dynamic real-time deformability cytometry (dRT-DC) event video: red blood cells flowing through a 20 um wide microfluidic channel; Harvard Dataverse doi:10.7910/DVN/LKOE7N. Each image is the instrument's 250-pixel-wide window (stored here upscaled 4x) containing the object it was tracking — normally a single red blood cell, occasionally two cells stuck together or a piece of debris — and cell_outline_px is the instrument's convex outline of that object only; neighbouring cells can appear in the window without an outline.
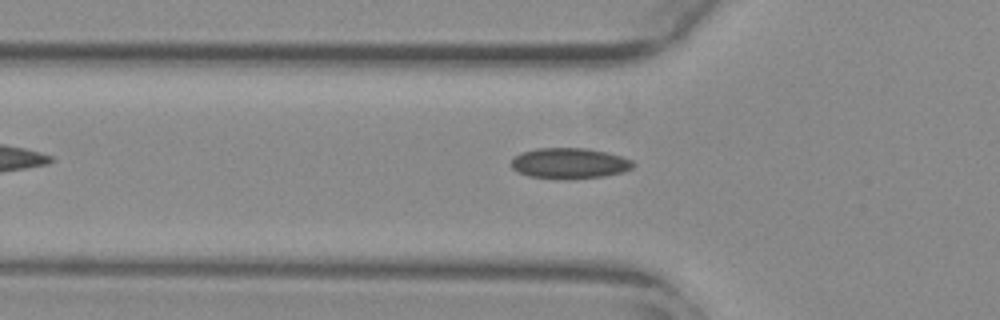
{"species": "common noctule bat (a hibernating species)", "species_latin": "Nyctalus noctula", "temperature_condition": "warm", "stored_images_in_passage": 40, "camera_frame_rate_fps": 3000, "um_per_image_px": 0.085, "animal": {"sex": "female", "body_mass_g": 29.2, "forearm_length_mm": 56.3}, "frame": {"image": 1, "passage_image": 9, "time_ms": 2.667, "image_size_px": [1000, 320], "cell_outline_px": [[636, 164], [632, 168], [624, 172], [604, 176], [564, 180], [560, 180], [528, 176], [512, 168], [512, 160], [520, 152], [536, 148], [588, 148], [608, 152], [632, 160]], "centroid_in_image_um": [48.43, 13.88], "position_along_channel_um": 77.4, "area_um2": 22.08}}
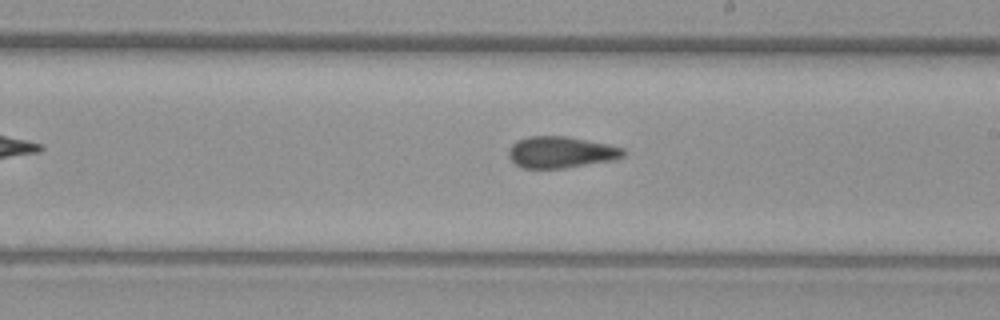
{"frame": {"image": 2, "passage_image": 22, "time_ms": 7.0, "image_size_px": [1000, 320], "cell_outline_px": [[624, 156], [616, 160], [564, 168], [520, 168], [508, 156], [508, 148], [516, 140], [528, 136], [568, 136], [608, 144], [624, 148]], "centroid_in_image_um": [47.67, 12.93], "position_along_channel_um": 241.3, "area_um2": 21.27}}
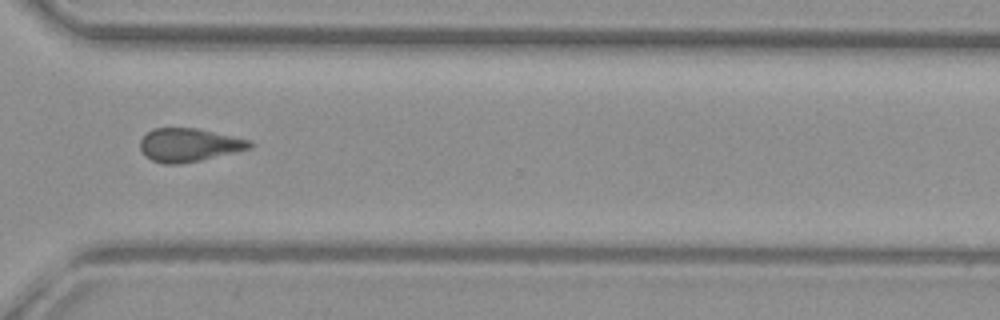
{"frame": {"image": 3, "passage_image": 31, "time_ms": 10.0, "image_size_px": [1000, 320], "cell_outline_px": [[252, 148], [200, 160], [180, 164], [164, 164], [152, 160], [144, 156], [140, 148], [140, 140], [152, 128], [196, 128], [252, 140]], "centroid_in_image_um": [16.05, 12.32], "position_along_channel_um": 354.5, "area_um2": 21.27}}